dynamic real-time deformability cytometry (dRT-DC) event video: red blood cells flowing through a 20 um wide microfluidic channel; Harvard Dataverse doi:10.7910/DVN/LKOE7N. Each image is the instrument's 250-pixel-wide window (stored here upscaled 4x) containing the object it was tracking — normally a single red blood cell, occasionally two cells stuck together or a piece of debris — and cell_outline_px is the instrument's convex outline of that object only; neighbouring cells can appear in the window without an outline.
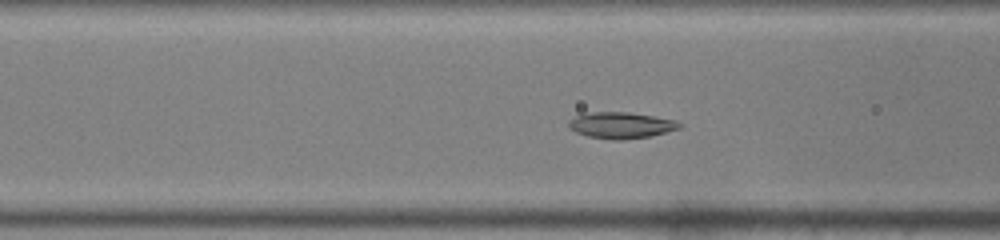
{"species": "common noctule bat (a hibernating species)", "species_latin": "Nyctalus noctula", "temperature_condition": "warm", "stored_images_in_passage": 47, "camera_frame_rate_fps": 3000, "um_per_image_px": 0.085, "animal": {"sex": "male", "body_mass_g": 19.0, "forearm_length_mm": 50.8}, "frame": {"image": 1, "passage_image": 16, "time_ms": 5.0, "image_size_px": [1000, 240], "cell_outline_px": [[684, 124], [680, 128], [652, 136], [624, 140], [612, 140], [588, 136], [576, 132], [568, 128], [568, 120], [584, 112], [628, 112], [676, 120]], "centroid_in_image_um": [52.78, 10.65], "position_along_channel_um": 113.8, "area_um2": 17.17}}
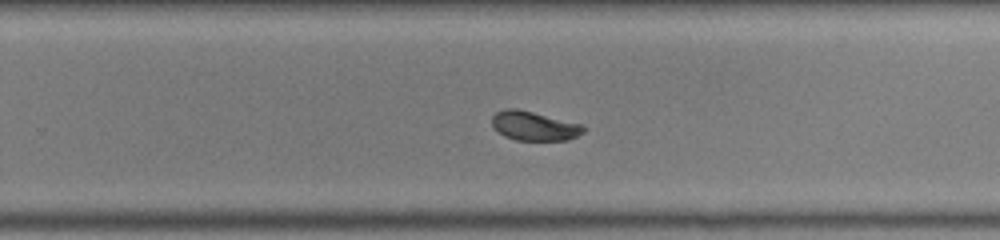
{"frame": {"image": 2, "passage_image": 29, "time_ms": 9.333, "image_size_px": [1000, 240], "cell_outline_px": [[584, 132], [568, 140], [516, 140], [504, 136], [492, 124], [492, 116], [496, 112], [504, 108], [516, 108], [580, 124], [584, 128]], "centroid_in_image_um": [45.37, 10.7], "position_along_channel_um": 284.4, "area_um2": 15.26}}
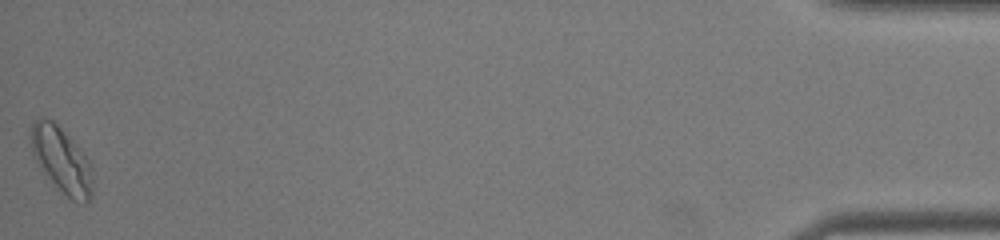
{"frame": {"image": 3, "passage_image": 47, "time_ms": 15.333, "image_size_px": [1000, 240], "cell_outline_px": [[92, 196], [84, 204], [72, 200], [52, 180], [40, 164], [32, 152], [32, 120], [40, 116], [44, 116], [52, 120], [68, 136], [88, 160], [92, 168]], "centroid_in_image_um": [5.26, 13.58], "position_along_channel_um": 429.9, "area_um2": 22.66}, "authors_computed_cell_mechanics": {"area_um2": 16.2996, "velocity_mm_per_s": 3.9509, "shape_relaxation_time_tau1_ms": 3.8379, "shape_relaxation_time_tau2_ms": 7.8617, "deformation_change_tau1": 0.1378, "deformation_change_tau2": 0.082}}